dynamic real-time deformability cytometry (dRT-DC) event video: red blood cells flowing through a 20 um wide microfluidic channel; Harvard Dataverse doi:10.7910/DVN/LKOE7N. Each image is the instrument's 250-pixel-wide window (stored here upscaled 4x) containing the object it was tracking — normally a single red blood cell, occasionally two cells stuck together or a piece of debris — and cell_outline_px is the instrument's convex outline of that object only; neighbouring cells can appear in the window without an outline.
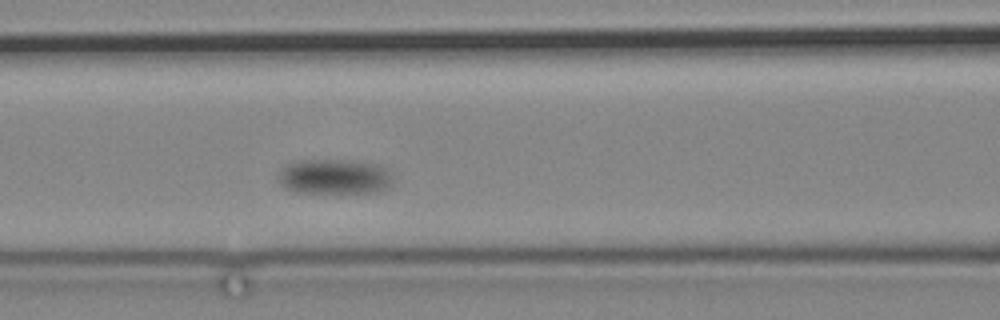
{"species": "common noctule bat (a hibernating species)", "species_latin": "Nyctalus noctula", "temperature_condition": "cold", "stored_images_in_passage": 4, "camera_frame_rate_fps": 3000, "um_per_image_px": 0.085, "animal": {"sex": "male", "body_mass_g": 19.2, "forearm_length_mm": 51.8}, "frame": {"image": 1, "passage_image": 4, "time_ms": 3.333, "image_size_px": [1000, 320], "cell_outline_px": [[392, 184], [388, 188], [376, 192], [296, 192], [284, 188], [276, 180], [276, 176], [288, 164], [300, 160], [356, 160], [380, 164], [388, 172], [392, 180]], "centroid_in_image_um": [28.41, 15.01], "position_along_channel_um": 138.2, "area_um2": 23.52}}